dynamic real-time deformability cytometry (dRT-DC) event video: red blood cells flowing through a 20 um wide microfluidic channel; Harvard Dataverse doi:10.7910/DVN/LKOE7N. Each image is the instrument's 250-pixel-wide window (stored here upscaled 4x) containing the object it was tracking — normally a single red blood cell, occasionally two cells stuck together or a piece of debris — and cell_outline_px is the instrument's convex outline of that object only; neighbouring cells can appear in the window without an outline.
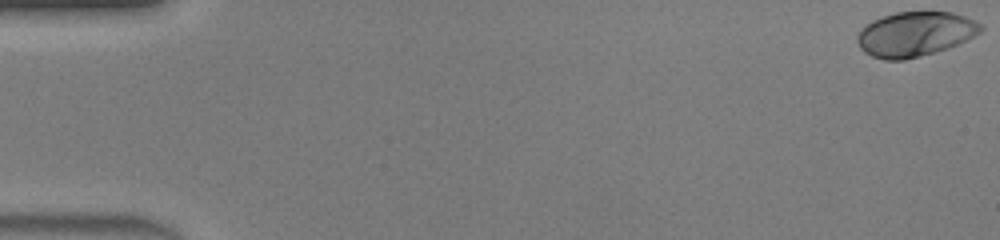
{"species": "human", "species_latin": "Homo sapiens", "temperature_condition": "warm", "stored_images_in_passage": 47, "camera_frame_rate_fps": 3000, "um_per_image_px": 0.085, "donor": {"sex": "male"}, "frame": {"image": 1, "passage_image": 1, "time_ms": 0.0, "image_size_px": [1000, 240], "cell_outline_px": [[984, 28], [980, 32], [948, 48], [904, 60], [884, 60], [872, 56], [864, 52], [860, 48], [856, 40], [856, 36], [872, 20], [880, 16], [896, 12], [952, 12], [964, 16], [980, 24]], "centroid_in_image_um": [77.74, 2.89], "position_along_channel_um": 7.3, "area_um2": 31.79}}
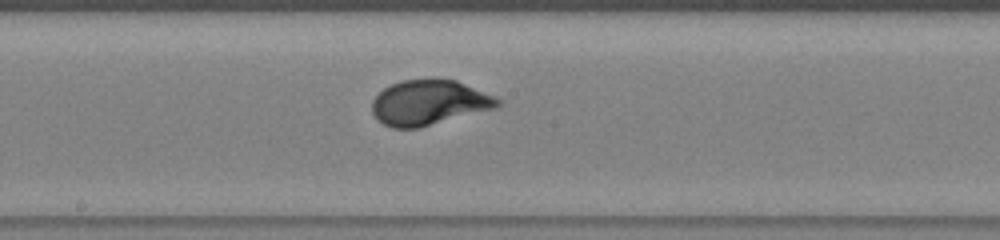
{"frame": {"image": 2, "passage_image": 26, "time_ms": 8.333, "image_size_px": [1000, 240], "cell_outline_px": [[500, 104], [496, 108], [416, 128], [392, 128], [384, 124], [372, 112], [372, 100], [384, 88], [392, 84], [404, 80], [456, 80], [492, 96], [500, 100]], "centroid_in_image_um": [36.44, 8.73], "position_along_channel_um": 211.8, "area_um2": 32.14}}
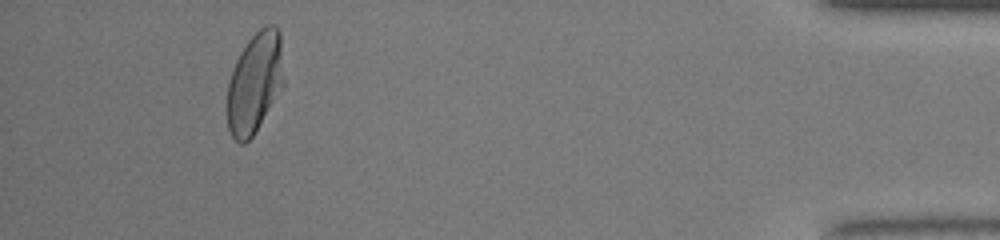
{"frame": {"image": 3, "passage_image": 44, "time_ms": 14.333, "image_size_px": [1000, 240], "cell_outline_px": [[284, 84], [252, 136], [244, 144], [240, 144], [232, 136], [228, 128], [224, 108], [228, 84], [236, 60], [240, 52], [248, 40], [264, 24], [272, 24], [280, 32], [284, 80]], "centroid_in_image_um": [21.62, 7.04], "position_along_channel_um": 413.6, "area_um2": 33.47}, "authors_computed_cell_mechanics": {"area_um2": 32.2524, "velocity_mm_per_s": 4.4205, "shape_relaxation_time_tau1_ms": 2.66, "shape_relaxation_time_tau2_ms": null, "deformation_change_tau1": 0.1718, "deformation_change_tau2": null}}